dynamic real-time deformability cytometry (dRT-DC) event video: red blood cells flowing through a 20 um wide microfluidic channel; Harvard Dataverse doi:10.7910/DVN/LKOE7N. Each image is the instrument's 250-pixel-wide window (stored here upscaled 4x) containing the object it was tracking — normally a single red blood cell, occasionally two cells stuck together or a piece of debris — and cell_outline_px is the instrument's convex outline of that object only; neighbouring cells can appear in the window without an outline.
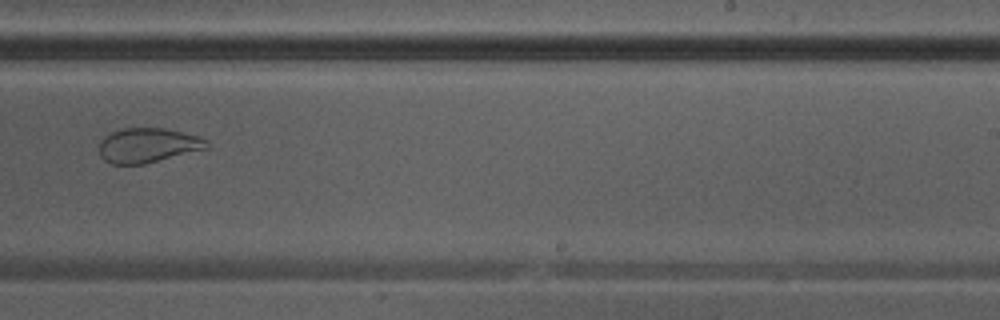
{"species": "Egyptian fruit bat (a non-hibernating species)", "species_latin": "Rousettus aegyptiacus", "temperature_condition": "warm", "stored_images_in_passage": 37, "camera_frame_rate_fps": 3000, "um_per_image_px": 0.085, "animal": {"sex": "male"}, "frame": {"image": 1, "passage_image": 22, "time_ms": 7.0, "image_size_px": [1000, 320], "cell_outline_px": [[208, 148], [144, 164], [112, 164], [104, 160], [100, 156], [100, 140], [104, 136], [112, 132], [124, 128], [164, 128], [200, 136], [208, 140]], "centroid_in_image_um": [12.57, 12.35], "position_along_channel_um": 276.4, "area_um2": 21.68}}
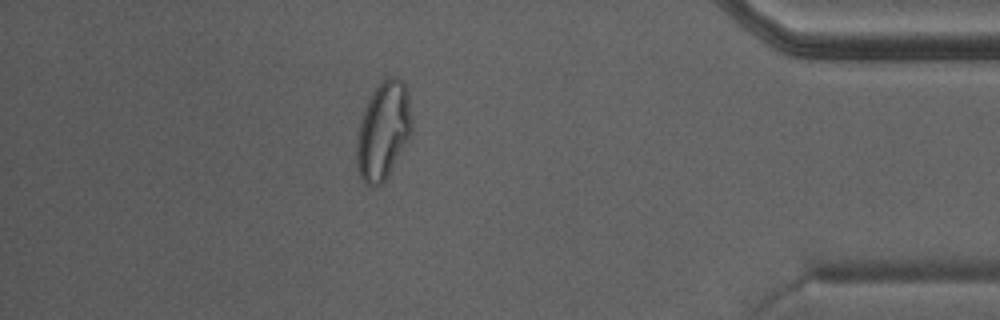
{"frame": {"image": 2, "passage_image": 32, "time_ms": 10.333, "image_size_px": [1000, 320], "cell_outline_px": [[412, 132], [388, 176], [380, 184], [372, 188], [364, 184], [356, 168], [356, 140], [360, 120], [368, 96], [380, 80], [384, 76], [396, 76], [404, 80], [408, 92], [412, 120]], "centroid_in_image_um": [32.56, 11.06], "position_along_channel_um": 402.6, "area_um2": 32.25}}